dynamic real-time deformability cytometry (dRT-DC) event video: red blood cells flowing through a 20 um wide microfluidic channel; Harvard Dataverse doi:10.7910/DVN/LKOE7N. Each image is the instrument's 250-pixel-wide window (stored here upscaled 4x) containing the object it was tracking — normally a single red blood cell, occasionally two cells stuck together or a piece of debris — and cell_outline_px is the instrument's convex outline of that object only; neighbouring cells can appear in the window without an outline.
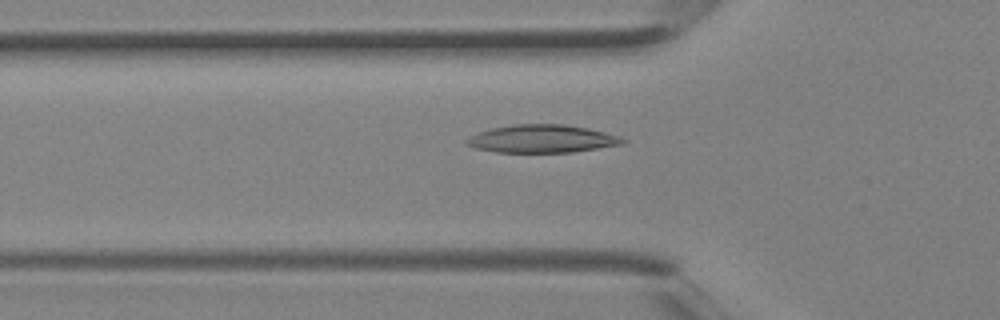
{"species": "Egyptian fruit bat (a non-hibernating species)", "species_latin": "Rousettus aegyptiacus", "temperature_condition": "room temperature", "stored_images_in_passage": 2, "camera_frame_rate_fps": 3000, "um_per_image_px": 0.085, "animal": {"sex": "female"}, "frame": {"image": 1, "passage_image": 2, "time_ms": 0.333, "image_size_px": [1000, 320], "cell_outline_px": [[628, 140], [624, 144], [572, 152], [496, 152], [476, 148], [464, 144], [464, 140], [480, 132], [492, 128], [512, 124], [564, 124], [588, 128], [620, 136]], "centroid_in_image_um": [46.09, 11.79], "position_along_channel_um": 79.7, "area_um2": 25.37}}